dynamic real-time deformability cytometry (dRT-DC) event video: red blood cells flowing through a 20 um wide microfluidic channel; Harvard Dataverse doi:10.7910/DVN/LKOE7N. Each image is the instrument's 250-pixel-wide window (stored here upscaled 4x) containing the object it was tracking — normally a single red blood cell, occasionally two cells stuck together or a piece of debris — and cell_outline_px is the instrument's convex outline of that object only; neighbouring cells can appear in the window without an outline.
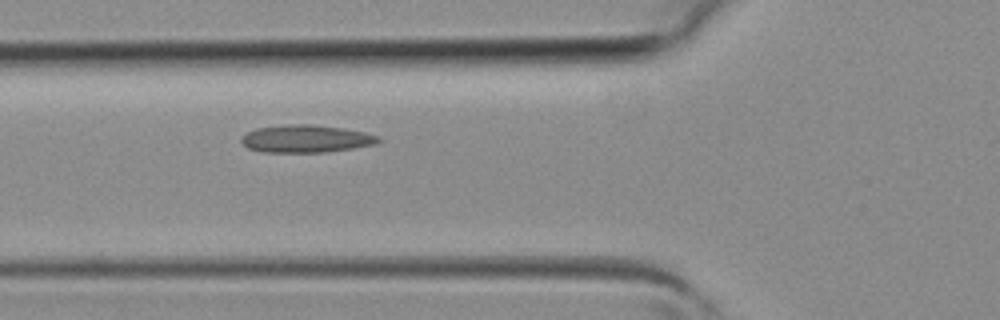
{"species": "common noctule bat (a hibernating species)", "species_latin": "Nyctalus noctula", "temperature_condition": "room temperature", "stored_images_in_passage": 4, "camera_frame_rate_fps": 3000, "um_per_image_px": 0.085, "animal": {"sex": "female", "body_mass_g": 19.3, "forearm_length_mm": 54.1}, "frame": {"image": 1, "passage_image": 4, "time_ms": 1.0, "image_size_px": [1000, 320], "cell_outline_px": [[384, 140], [376, 144], [352, 148], [324, 152], [264, 152], [248, 148], [240, 140], [248, 132], [256, 128], [292, 124], [312, 124], [344, 128], [364, 132], [380, 136]], "centroid_in_image_um": [26.07, 11.79], "position_along_channel_um": 99.7, "area_um2": 21.96}}